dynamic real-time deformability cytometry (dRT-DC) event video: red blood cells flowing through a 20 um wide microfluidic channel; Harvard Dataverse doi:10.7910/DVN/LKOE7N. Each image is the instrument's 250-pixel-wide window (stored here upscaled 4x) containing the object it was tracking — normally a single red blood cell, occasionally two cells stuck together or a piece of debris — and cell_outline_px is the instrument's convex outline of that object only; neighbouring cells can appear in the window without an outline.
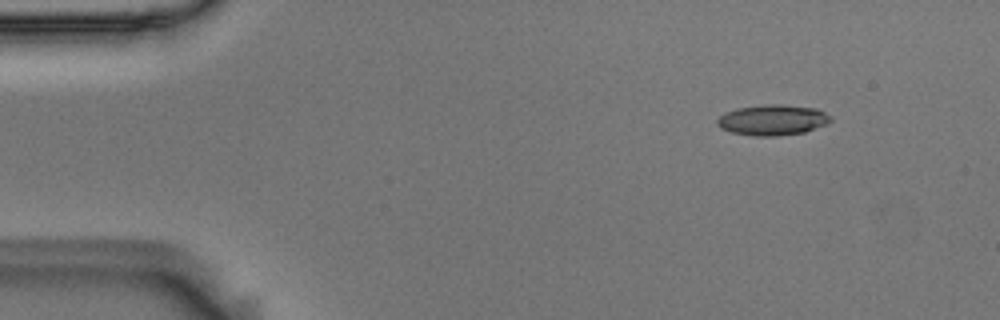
{"species": "Egyptian fruit bat (a non-hibernating species)", "species_latin": "Rousettus aegyptiacus", "temperature_condition": "room temperature", "stored_images_in_passage": 4, "segment_of_instrument_passage": [1, 2], "camera_frame_rate_fps": 3000, "um_per_image_px": 0.085, "animal": {"sex": "male"}, "frame": {"image": 1, "passage_image": 1, "time_ms": 0.0, "image_size_px": [1000, 320], "cell_outline_px": [[832, 120], [828, 124], [804, 132], [776, 136], [756, 136], [732, 132], [720, 128], [716, 124], [716, 120], [720, 116], [736, 108], [764, 104], [784, 104], [816, 108], [832, 116]], "centroid_in_image_um": [65.7, 10.19], "position_along_channel_um": 19.3, "area_um2": 20.35}}